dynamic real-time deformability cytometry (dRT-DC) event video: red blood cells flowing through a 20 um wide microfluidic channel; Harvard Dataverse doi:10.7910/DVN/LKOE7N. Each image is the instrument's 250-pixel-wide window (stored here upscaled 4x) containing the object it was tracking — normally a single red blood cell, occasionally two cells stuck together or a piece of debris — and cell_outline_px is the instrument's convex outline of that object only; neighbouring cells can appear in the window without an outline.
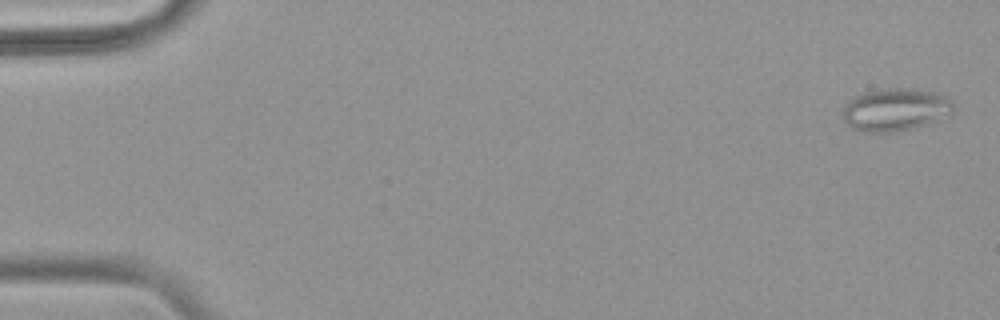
{"species": "common noctule bat (a hibernating species)", "species_latin": "Nyctalus noctula", "temperature_condition": "warm", "stored_images_in_passage": 54, "camera_frame_rate_fps": 3000, "um_per_image_px": 0.085, "animal": {"sex": "female", "body_mass_g": 18.4}, "frame": {"image": 1, "passage_image": 2, "time_ms": 0.333, "image_size_px": [1000, 320], "cell_outline_px": [[956, 108], [952, 112], [936, 120], [912, 128], [892, 132], [860, 132], [852, 128], [844, 120], [844, 108], [848, 100], [864, 92], [884, 88], [916, 88], [936, 92], [948, 96], [956, 104]], "centroid_in_image_um": [76.14, 9.29], "position_along_channel_um": 8.9, "area_um2": 27.69}}
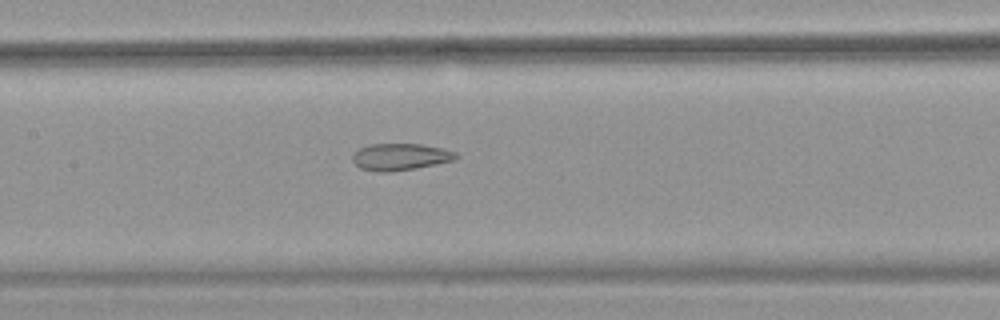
{"frame": {"image": 2, "passage_image": 27, "time_ms": 8.667, "image_size_px": [1000, 320], "cell_outline_px": [[460, 156], [456, 160], [416, 168], [388, 172], [380, 172], [360, 168], [352, 160], [352, 156], [360, 148], [372, 144], [420, 144], [444, 148], [456, 152]], "centroid_in_image_um": [34.08, 13.33], "position_along_channel_um": 173.3, "area_um2": 16.18}}
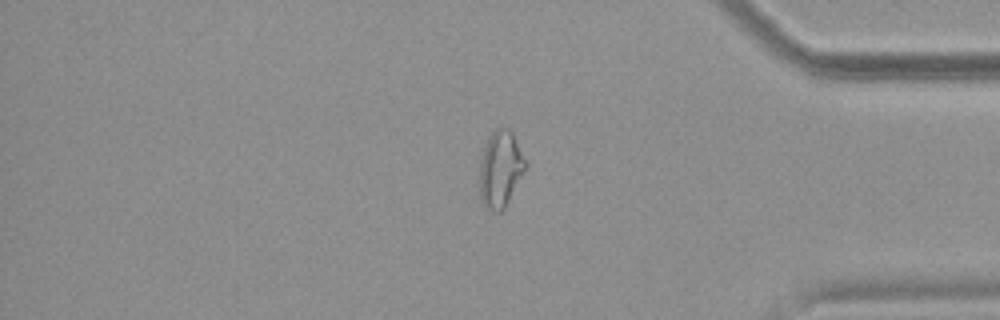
{"frame": {"image": 3, "passage_image": 46, "time_ms": 15.0, "image_size_px": [1000, 320], "cell_outline_px": [[528, 168], [504, 208], [500, 212], [496, 212], [484, 208], [480, 200], [480, 164], [484, 148], [488, 136], [496, 128], [508, 128], [512, 132], [528, 164]], "centroid_in_image_um": [42.55, 14.39], "position_along_channel_um": 392.6, "area_um2": 20.69}, "authors_computed_cell_mechanics": {"area_um2": 20.9814, "velocity_mm_per_s": 3.79, "shape_relaxation_time_tau1_ms": null, "shape_relaxation_time_tau2_ms": 1.957, "deformation_change_tau1": null, "deformation_change_tau2": 0.1021}}